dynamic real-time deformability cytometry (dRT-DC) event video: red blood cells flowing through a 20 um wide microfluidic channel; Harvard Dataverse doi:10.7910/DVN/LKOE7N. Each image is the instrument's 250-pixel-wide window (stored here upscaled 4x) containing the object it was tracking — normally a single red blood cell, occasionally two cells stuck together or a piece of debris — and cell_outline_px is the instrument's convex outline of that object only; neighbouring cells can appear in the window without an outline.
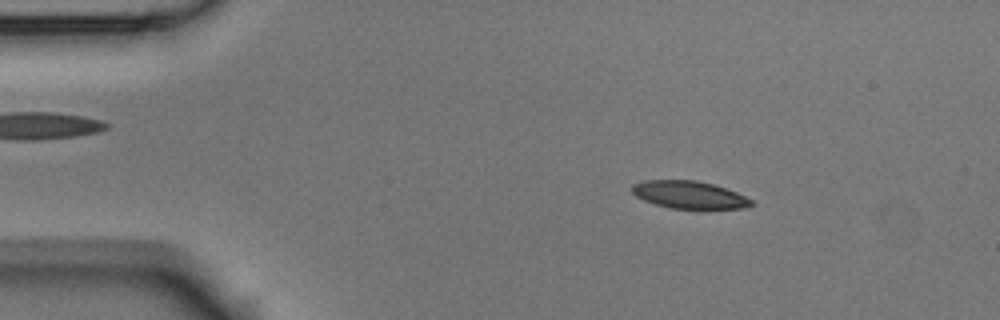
{"species": "Egyptian fruit bat (a non-hibernating species)", "species_latin": "Rousettus aegyptiacus", "temperature_condition": "room temperature", "stored_images_in_passage": 4, "camera_frame_rate_fps": 3000, "um_per_image_px": 0.085, "animal": {"sex": "male"}, "frame": {"image": 1, "passage_image": 2, "time_ms": 0.333, "image_size_px": [1000, 320], "cell_outline_px": [[756, 204], [744, 208], [668, 208], [644, 200], [636, 196], [632, 192], [632, 184], [644, 180], [696, 180], [712, 184], [736, 192], [752, 200]], "centroid_in_image_um": [58.57, 16.55], "position_along_channel_um": 26.4, "area_um2": 18.96}}